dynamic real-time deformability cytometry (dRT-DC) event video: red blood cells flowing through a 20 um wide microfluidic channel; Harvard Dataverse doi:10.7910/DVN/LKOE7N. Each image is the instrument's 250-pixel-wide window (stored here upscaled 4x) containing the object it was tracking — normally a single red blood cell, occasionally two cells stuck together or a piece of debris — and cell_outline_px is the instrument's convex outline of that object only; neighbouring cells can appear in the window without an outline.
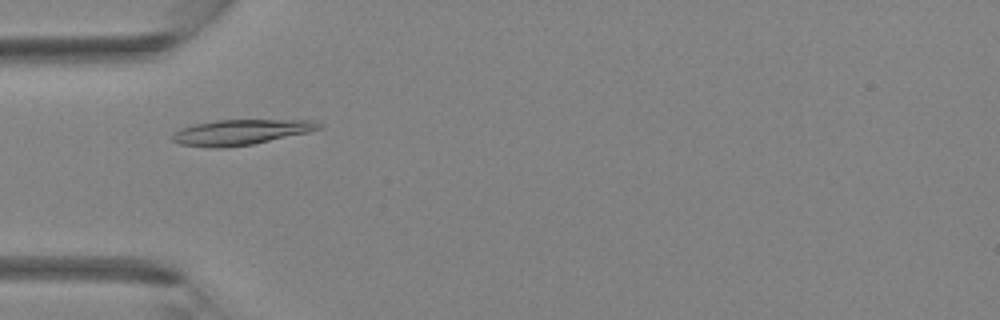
{"species": "Egyptian fruit bat (a non-hibernating species)", "species_latin": "Rousettus aegyptiacus", "temperature_condition": "room temperature", "stored_images_in_passage": 28, "camera_frame_rate_fps": 3000, "um_per_image_px": 0.085, "animal": {"sex": "female"}, "frame": {"image": 1, "passage_image": 1, "time_ms": 0.0, "image_size_px": [1000, 320], "cell_outline_px": [[324, 128], [308, 132], [252, 144], [224, 148], [212, 148], [180, 144], [172, 140], [172, 136], [180, 128], [192, 124], [216, 120], [316, 120], [324, 124]], "centroid_in_image_um": [20.5, 11.23], "position_along_channel_um": 64.5, "area_um2": 21.73}}
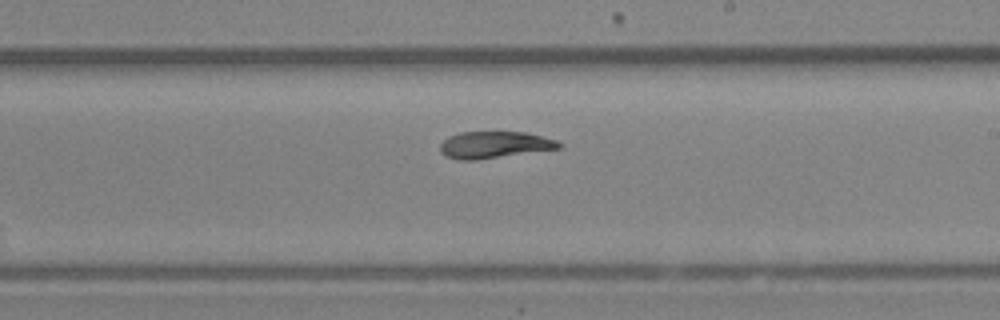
{"frame": {"image": 2, "passage_image": 12, "time_ms": 3.667, "image_size_px": [1000, 320], "cell_outline_px": [[564, 144], [560, 148], [476, 160], [460, 160], [444, 156], [440, 152], [440, 144], [448, 136], [460, 132], [528, 132], [556, 140]], "centroid_in_image_um": [42.01, 12.3], "position_along_channel_um": 247.0, "area_um2": 18.61}}
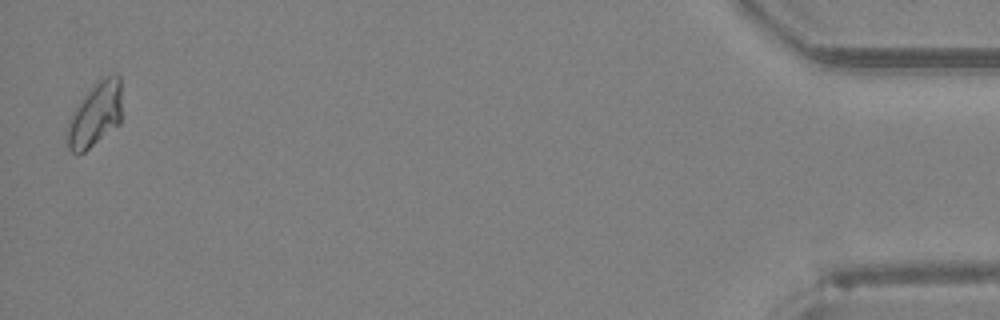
{"frame": {"image": 3, "passage_image": 28, "time_ms": 9.0, "image_size_px": [1000, 320], "cell_outline_px": [[120, 124], [84, 152], [76, 156], [68, 148], [68, 120], [72, 112], [80, 100], [104, 76], [116, 72], [120, 76]], "centroid_in_image_um": [8.09, 9.75], "position_along_channel_um": 427.1, "area_um2": 20.29}}